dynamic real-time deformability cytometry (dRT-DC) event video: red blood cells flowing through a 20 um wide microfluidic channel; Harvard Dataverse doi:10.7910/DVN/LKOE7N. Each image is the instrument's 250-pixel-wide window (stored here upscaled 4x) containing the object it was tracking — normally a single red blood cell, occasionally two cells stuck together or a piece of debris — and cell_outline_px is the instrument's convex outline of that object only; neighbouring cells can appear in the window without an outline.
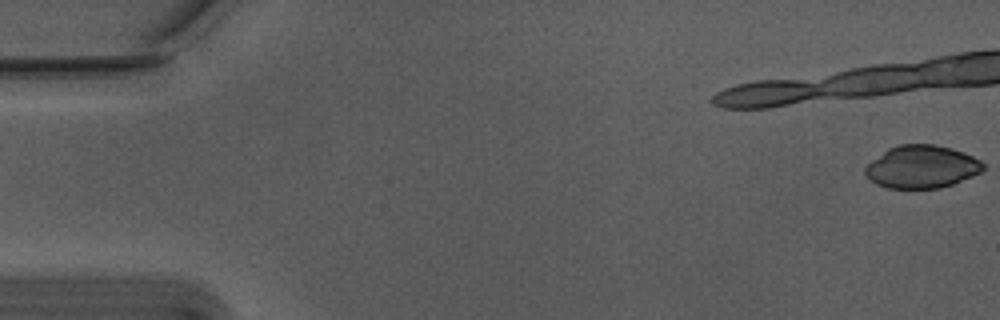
{"species": "Egyptian fruit bat (a non-hibernating species)", "species_latin": "Rousettus aegyptiacus", "temperature_condition": "warm", "stored_images_in_passage": 38, "camera_frame_rate_fps": 3000, "um_per_image_px": 0.085, "animal": {"sex": "male"}, "frame": {"image": 1, "passage_image": 1, "time_ms": 0.0, "image_size_px": [1000, 320], "cell_outline_px": [[984, 168], [980, 172], [972, 176], [952, 184], [940, 188], [888, 188], [876, 184], [864, 176], [864, 168], [872, 160], [888, 148], [900, 144], [936, 144], [952, 148], [972, 156], [980, 160], [984, 164]], "centroid_in_image_um": [78.32, 14.17], "position_along_channel_um": 6.7, "area_um2": 29.42}}
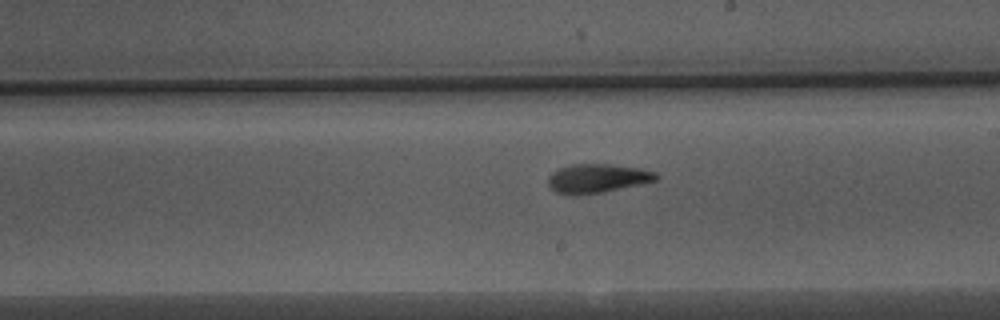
{"frame": {"image": 2, "passage_image": 26, "time_ms": 8.333, "image_size_px": [1000, 320], "cell_outline_px": [[660, 176], [656, 180], [600, 192], [572, 196], [556, 192], [548, 184], [548, 176], [552, 172], [560, 168], [572, 164], [608, 164], [640, 168], [656, 172]], "centroid_in_image_um": [50.74, 15.15], "position_along_channel_um": 238.3, "area_um2": 17.98}}
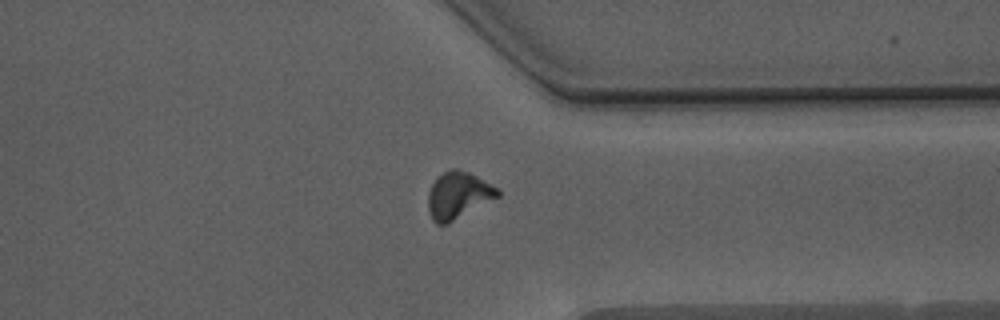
{"frame": {"image": 3, "passage_image": 37, "time_ms": 12.0, "image_size_px": [1000, 320], "cell_outline_px": [[500, 196], [448, 224], [436, 224], [432, 220], [428, 208], [428, 192], [436, 176], [452, 168], [456, 168], [468, 172], [476, 176], [496, 188], [500, 192]], "centroid_in_image_um": [38.91, 16.61], "position_along_channel_um": 372.5, "area_um2": 18.96}}